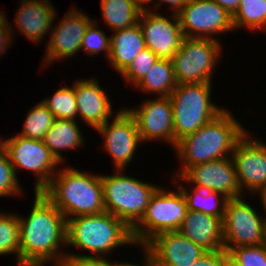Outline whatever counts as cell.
Returning <instances> with one entry per match:
<instances>
[{
    "instance_id": "cell-37",
    "label": "cell",
    "mask_w": 266,
    "mask_h": 266,
    "mask_svg": "<svg viewBox=\"0 0 266 266\" xmlns=\"http://www.w3.org/2000/svg\"><path fill=\"white\" fill-rule=\"evenodd\" d=\"M228 252L225 249L219 251H207L191 266H224V258Z\"/></svg>"
},
{
    "instance_id": "cell-2",
    "label": "cell",
    "mask_w": 266,
    "mask_h": 266,
    "mask_svg": "<svg viewBox=\"0 0 266 266\" xmlns=\"http://www.w3.org/2000/svg\"><path fill=\"white\" fill-rule=\"evenodd\" d=\"M246 132L232 112L225 109L196 132L177 141L174 148L183 166L174 175L180 176L188 167L194 165L230 157L236 143Z\"/></svg>"
},
{
    "instance_id": "cell-12",
    "label": "cell",
    "mask_w": 266,
    "mask_h": 266,
    "mask_svg": "<svg viewBox=\"0 0 266 266\" xmlns=\"http://www.w3.org/2000/svg\"><path fill=\"white\" fill-rule=\"evenodd\" d=\"M109 120L96 129L104 138V149L113 159L114 169L125 170L130 164L138 145L142 143L135 118L127 108L121 109Z\"/></svg>"
},
{
    "instance_id": "cell-33",
    "label": "cell",
    "mask_w": 266,
    "mask_h": 266,
    "mask_svg": "<svg viewBox=\"0 0 266 266\" xmlns=\"http://www.w3.org/2000/svg\"><path fill=\"white\" fill-rule=\"evenodd\" d=\"M241 266H266V245L224 248Z\"/></svg>"
},
{
    "instance_id": "cell-1",
    "label": "cell",
    "mask_w": 266,
    "mask_h": 266,
    "mask_svg": "<svg viewBox=\"0 0 266 266\" xmlns=\"http://www.w3.org/2000/svg\"><path fill=\"white\" fill-rule=\"evenodd\" d=\"M34 193L28 218L18 216L19 266H45L48 261L61 266L68 253L60 249L61 245L66 246L67 220L45 195Z\"/></svg>"
},
{
    "instance_id": "cell-29",
    "label": "cell",
    "mask_w": 266,
    "mask_h": 266,
    "mask_svg": "<svg viewBox=\"0 0 266 266\" xmlns=\"http://www.w3.org/2000/svg\"><path fill=\"white\" fill-rule=\"evenodd\" d=\"M56 119L74 120L78 117L77 101L74 93V85L60 87L52 95L41 101Z\"/></svg>"
},
{
    "instance_id": "cell-19",
    "label": "cell",
    "mask_w": 266,
    "mask_h": 266,
    "mask_svg": "<svg viewBox=\"0 0 266 266\" xmlns=\"http://www.w3.org/2000/svg\"><path fill=\"white\" fill-rule=\"evenodd\" d=\"M78 117L95 130L105 124L111 116L112 104L109 96L101 89L97 79H79L74 82ZM110 116V117H109Z\"/></svg>"
},
{
    "instance_id": "cell-24",
    "label": "cell",
    "mask_w": 266,
    "mask_h": 266,
    "mask_svg": "<svg viewBox=\"0 0 266 266\" xmlns=\"http://www.w3.org/2000/svg\"><path fill=\"white\" fill-rule=\"evenodd\" d=\"M103 21L112 31L138 24L143 6L137 0H101Z\"/></svg>"
},
{
    "instance_id": "cell-7",
    "label": "cell",
    "mask_w": 266,
    "mask_h": 266,
    "mask_svg": "<svg viewBox=\"0 0 266 266\" xmlns=\"http://www.w3.org/2000/svg\"><path fill=\"white\" fill-rule=\"evenodd\" d=\"M187 212V202L179 187L176 191L159 187L151 197L141 220L132 228L136 246L143 247L162 232L178 231Z\"/></svg>"
},
{
    "instance_id": "cell-4",
    "label": "cell",
    "mask_w": 266,
    "mask_h": 266,
    "mask_svg": "<svg viewBox=\"0 0 266 266\" xmlns=\"http://www.w3.org/2000/svg\"><path fill=\"white\" fill-rule=\"evenodd\" d=\"M128 244L136 246L132 229L107 211L67 219V247L88 250L93 257H106L107 252Z\"/></svg>"
},
{
    "instance_id": "cell-14",
    "label": "cell",
    "mask_w": 266,
    "mask_h": 266,
    "mask_svg": "<svg viewBox=\"0 0 266 266\" xmlns=\"http://www.w3.org/2000/svg\"><path fill=\"white\" fill-rule=\"evenodd\" d=\"M168 17L143 8L138 23L142 29L146 47L159 58L171 59L180 49L184 38L177 14Z\"/></svg>"
},
{
    "instance_id": "cell-13",
    "label": "cell",
    "mask_w": 266,
    "mask_h": 266,
    "mask_svg": "<svg viewBox=\"0 0 266 266\" xmlns=\"http://www.w3.org/2000/svg\"><path fill=\"white\" fill-rule=\"evenodd\" d=\"M249 136L246 132L231 154L242 195L245 190L255 195L266 188V143Z\"/></svg>"
},
{
    "instance_id": "cell-3",
    "label": "cell",
    "mask_w": 266,
    "mask_h": 266,
    "mask_svg": "<svg viewBox=\"0 0 266 266\" xmlns=\"http://www.w3.org/2000/svg\"><path fill=\"white\" fill-rule=\"evenodd\" d=\"M65 216L66 220L105 211L101 174H90L63 167L41 191Z\"/></svg>"
},
{
    "instance_id": "cell-27",
    "label": "cell",
    "mask_w": 266,
    "mask_h": 266,
    "mask_svg": "<svg viewBox=\"0 0 266 266\" xmlns=\"http://www.w3.org/2000/svg\"><path fill=\"white\" fill-rule=\"evenodd\" d=\"M232 20L235 30L246 27L266 32V0H240Z\"/></svg>"
},
{
    "instance_id": "cell-20",
    "label": "cell",
    "mask_w": 266,
    "mask_h": 266,
    "mask_svg": "<svg viewBox=\"0 0 266 266\" xmlns=\"http://www.w3.org/2000/svg\"><path fill=\"white\" fill-rule=\"evenodd\" d=\"M21 4L14 20L18 31L33 43L42 42L57 16L54 5L49 0H22Z\"/></svg>"
},
{
    "instance_id": "cell-6",
    "label": "cell",
    "mask_w": 266,
    "mask_h": 266,
    "mask_svg": "<svg viewBox=\"0 0 266 266\" xmlns=\"http://www.w3.org/2000/svg\"><path fill=\"white\" fill-rule=\"evenodd\" d=\"M211 82L178 84L169 96L173 109L174 147L225 109L212 103Z\"/></svg>"
},
{
    "instance_id": "cell-32",
    "label": "cell",
    "mask_w": 266,
    "mask_h": 266,
    "mask_svg": "<svg viewBox=\"0 0 266 266\" xmlns=\"http://www.w3.org/2000/svg\"><path fill=\"white\" fill-rule=\"evenodd\" d=\"M96 20L87 28L81 43V51L91 56L105 51L107 59L110 55V36H106L103 30H100ZM97 27V28H96Z\"/></svg>"
},
{
    "instance_id": "cell-43",
    "label": "cell",
    "mask_w": 266,
    "mask_h": 266,
    "mask_svg": "<svg viewBox=\"0 0 266 266\" xmlns=\"http://www.w3.org/2000/svg\"><path fill=\"white\" fill-rule=\"evenodd\" d=\"M144 8H146V5L148 4V2L150 1V0H137Z\"/></svg>"
},
{
    "instance_id": "cell-38",
    "label": "cell",
    "mask_w": 266,
    "mask_h": 266,
    "mask_svg": "<svg viewBox=\"0 0 266 266\" xmlns=\"http://www.w3.org/2000/svg\"><path fill=\"white\" fill-rule=\"evenodd\" d=\"M153 0H150L148 3L151 4ZM189 0H159L158 2H156V4L154 5L156 7V10L162 6L161 4L162 3H166V4H170L172 7H169L170 10L172 9L174 12L173 14H178L182 9L183 7L186 5V3L188 2ZM158 7V8H157Z\"/></svg>"
},
{
    "instance_id": "cell-16",
    "label": "cell",
    "mask_w": 266,
    "mask_h": 266,
    "mask_svg": "<svg viewBox=\"0 0 266 266\" xmlns=\"http://www.w3.org/2000/svg\"><path fill=\"white\" fill-rule=\"evenodd\" d=\"M142 249L156 266H191L207 252L179 231L157 234Z\"/></svg>"
},
{
    "instance_id": "cell-10",
    "label": "cell",
    "mask_w": 266,
    "mask_h": 266,
    "mask_svg": "<svg viewBox=\"0 0 266 266\" xmlns=\"http://www.w3.org/2000/svg\"><path fill=\"white\" fill-rule=\"evenodd\" d=\"M222 224L224 248L264 242L265 217H261L242 197L228 200Z\"/></svg>"
},
{
    "instance_id": "cell-9",
    "label": "cell",
    "mask_w": 266,
    "mask_h": 266,
    "mask_svg": "<svg viewBox=\"0 0 266 266\" xmlns=\"http://www.w3.org/2000/svg\"><path fill=\"white\" fill-rule=\"evenodd\" d=\"M3 150L16 170L27 169L35 173L34 192H41L56 174L61 165L46 147L43 140L15 135L3 140ZM56 169L54 170V168Z\"/></svg>"
},
{
    "instance_id": "cell-11",
    "label": "cell",
    "mask_w": 266,
    "mask_h": 266,
    "mask_svg": "<svg viewBox=\"0 0 266 266\" xmlns=\"http://www.w3.org/2000/svg\"><path fill=\"white\" fill-rule=\"evenodd\" d=\"M177 15L187 38H212L235 31L232 15L213 0H189Z\"/></svg>"
},
{
    "instance_id": "cell-26",
    "label": "cell",
    "mask_w": 266,
    "mask_h": 266,
    "mask_svg": "<svg viewBox=\"0 0 266 266\" xmlns=\"http://www.w3.org/2000/svg\"><path fill=\"white\" fill-rule=\"evenodd\" d=\"M180 184H177L176 187L181 189L187 202L188 211L224 217L226 204L229 200L226 196L203 186L192 187V193L191 191L189 193L188 188L183 187L182 183Z\"/></svg>"
},
{
    "instance_id": "cell-21",
    "label": "cell",
    "mask_w": 266,
    "mask_h": 266,
    "mask_svg": "<svg viewBox=\"0 0 266 266\" xmlns=\"http://www.w3.org/2000/svg\"><path fill=\"white\" fill-rule=\"evenodd\" d=\"M223 217L188 211L178 231L206 251L224 249Z\"/></svg>"
},
{
    "instance_id": "cell-31",
    "label": "cell",
    "mask_w": 266,
    "mask_h": 266,
    "mask_svg": "<svg viewBox=\"0 0 266 266\" xmlns=\"http://www.w3.org/2000/svg\"><path fill=\"white\" fill-rule=\"evenodd\" d=\"M158 59L159 57L156 54L145 47L121 73V77L124 78V80L126 79L125 81L130 83V85L132 84L135 86L145 77L149 69Z\"/></svg>"
},
{
    "instance_id": "cell-30",
    "label": "cell",
    "mask_w": 266,
    "mask_h": 266,
    "mask_svg": "<svg viewBox=\"0 0 266 266\" xmlns=\"http://www.w3.org/2000/svg\"><path fill=\"white\" fill-rule=\"evenodd\" d=\"M20 232L19 217L16 214L0 213V255H16L19 266Z\"/></svg>"
},
{
    "instance_id": "cell-34",
    "label": "cell",
    "mask_w": 266,
    "mask_h": 266,
    "mask_svg": "<svg viewBox=\"0 0 266 266\" xmlns=\"http://www.w3.org/2000/svg\"><path fill=\"white\" fill-rule=\"evenodd\" d=\"M13 165L11 164L6 152H0V197L16 196L22 194V188L18 182Z\"/></svg>"
},
{
    "instance_id": "cell-23",
    "label": "cell",
    "mask_w": 266,
    "mask_h": 266,
    "mask_svg": "<svg viewBox=\"0 0 266 266\" xmlns=\"http://www.w3.org/2000/svg\"><path fill=\"white\" fill-rule=\"evenodd\" d=\"M74 120L55 119L53 126L46 132L44 144L59 163H64L63 154L66 149L81 148L84 136Z\"/></svg>"
},
{
    "instance_id": "cell-5",
    "label": "cell",
    "mask_w": 266,
    "mask_h": 266,
    "mask_svg": "<svg viewBox=\"0 0 266 266\" xmlns=\"http://www.w3.org/2000/svg\"><path fill=\"white\" fill-rule=\"evenodd\" d=\"M114 175H101L105 211L125 222L131 229L141 220L151 197L159 188L126 176V170Z\"/></svg>"
},
{
    "instance_id": "cell-45",
    "label": "cell",
    "mask_w": 266,
    "mask_h": 266,
    "mask_svg": "<svg viewBox=\"0 0 266 266\" xmlns=\"http://www.w3.org/2000/svg\"><path fill=\"white\" fill-rule=\"evenodd\" d=\"M3 150V140H1V137H0V152Z\"/></svg>"
},
{
    "instance_id": "cell-39",
    "label": "cell",
    "mask_w": 266,
    "mask_h": 266,
    "mask_svg": "<svg viewBox=\"0 0 266 266\" xmlns=\"http://www.w3.org/2000/svg\"><path fill=\"white\" fill-rule=\"evenodd\" d=\"M213 1H215L218 5L224 8L232 16L238 9V5L240 2V0H213Z\"/></svg>"
},
{
    "instance_id": "cell-22",
    "label": "cell",
    "mask_w": 266,
    "mask_h": 266,
    "mask_svg": "<svg viewBox=\"0 0 266 266\" xmlns=\"http://www.w3.org/2000/svg\"><path fill=\"white\" fill-rule=\"evenodd\" d=\"M113 32L108 60L111 67L121 74L146 47V43L139 23Z\"/></svg>"
},
{
    "instance_id": "cell-15",
    "label": "cell",
    "mask_w": 266,
    "mask_h": 266,
    "mask_svg": "<svg viewBox=\"0 0 266 266\" xmlns=\"http://www.w3.org/2000/svg\"><path fill=\"white\" fill-rule=\"evenodd\" d=\"M175 177L178 184V180H182L194 184L193 186L207 187L228 199L242 197L231 156L188 167L180 176Z\"/></svg>"
},
{
    "instance_id": "cell-40",
    "label": "cell",
    "mask_w": 266,
    "mask_h": 266,
    "mask_svg": "<svg viewBox=\"0 0 266 266\" xmlns=\"http://www.w3.org/2000/svg\"><path fill=\"white\" fill-rule=\"evenodd\" d=\"M144 258H145V262H144V265L143 266H156L153 262H152V260L146 255V254H144ZM121 266H140V265H138V264H133V263H129V262H122L121 263ZM142 266V265H141Z\"/></svg>"
},
{
    "instance_id": "cell-35",
    "label": "cell",
    "mask_w": 266,
    "mask_h": 266,
    "mask_svg": "<svg viewBox=\"0 0 266 266\" xmlns=\"http://www.w3.org/2000/svg\"><path fill=\"white\" fill-rule=\"evenodd\" d=\"M61 266H121V262H111L105 257H93L91 254H66Z\"/></svg>"
},
{
    "instance_id": "cell-36",
    "label": "cell",
    "mask_w": 266,
    "mask_h": 266,
    "mask_svg": "<svg viewBox=\"0 0 266 266\" xmlns=\"http://www.w3.org/2000/svg\"><path fill=\"white\" fill-rule=\"evenodd\" d=\"M12 29L14 27L12 28V24L9 23L7 16L0 11V56L8 50L9 44L14 39L12 37L14 35Z\"/></svg>"
},
{
    "instance_id": "cell-42",
    "label": "cell",
    "mask_w": 266,
    "mask_h": 266,
    "mask_svg": "<svg viewBox=\"0 0 266 266\" xmlns=\"http://www.w3.org/2000/svg\"><path fill=\"white\" fill-rule=\"evenodd\" d=\"M260 198H261V201H262V204H263V210H265L266 212V188H264L260 193Z\"/></svg>"
},
{
    "instance_id": "cell-28",
    "label": "cell",
    "mask_w": 266,
    "mask_h": 266,
    "mask_svg": "<svg viewBox=\"0 0 266 266\" xmlns=\"http://www.w3.org/2000/svg\"><path fill=\"white\" fill-rule=\"evenodd\" d=\"M55 119L54 115L40 101L28 111L23 123V130L18 135L29 139L43 140Z\"/></svg>"
},
{
    "instance_id": "cell-44",
    "label": "cell",
    "mask_w": 266,
    "mask_h": 266,
    "mask_svg": "<svg viewBox=\"0 0 266 266\" xmlns=\"http://www.w3.org/2000/svg\"><path fill=\"white\" fill-rule=\"evenodd\" d=\"M263 244L266 245V217H265V230H264V242Z\"/></svg>"
},
{
    "instance_id": "cell-18",
    "label": "cell",
    "mask_w": 266,
    "mask_h": 266,
    "mask_svg": "<svg viewBox=\"0 0 266 266\" xmlns=\"http://www.w3.org/2000/svg\"><path fill=\"white\" fill-rule=\"evenodd\" d=\"M142 103L139 108L127 109L135 118L142 142L162 139L174 148V121L170 97H153V100L147 99Z\"/></svg>"
},
{
    "instance_id": "cell-41",
    "label": "cell",
    "mask_w": 266,
    "mask_h": 266,
    "mask_svg": "<svg viewBox=\"0 0 266 266\" xmlns=\"http://www.w3.org/2000/svg\"><path fill=\"white\" fill-rule=\"evenodd\" d=\"M224 266H241V265L227 253L224 258Z\"/></svg>"
},
{
    "instance_id": "cell-8",
    "label": "cell",
    "mask_w": 266,
    "mask_h": 266,
    "mask_svg": "<svg viewBox=\"0 0 266 266\" xmlns=\"http://www.w3.org/2000/svg\"><path fill=\"white\" fill-rule=\"evenodd\" d=\"M221 47V42L215 37H184L180 49L171 58L177 84L212 82Z\"/></svg>"
},
{
    "instance_id": "cell-17",
    "label": "cell",
    "mask_w": 266,
    "mask_h": 266,
    "mask_svg": "<svg viewBox=\"0 0 266 266\" xmlns=\"http://www.w3.org/2000/svg\"><path fill=\"white\" fill-rule=\"evenodd\" d=\"M93 21L88 15L71 7L58 25H52L44 66L48 67L54 61L76 55L81 50L84 34Z\"/></svg>"
},
{
    "instance_id": "cell-25",
    "label": "cell",
    "mask_w": 266,
    "mask_h": 266,
    "mask_svg": "<svg viewBox=\"0 0 266 266\" xmlns=\"http://www.w3.org/2000/svg\"><path fill=\"white\" fill-rule=\"evenodd\" d=\"M171 59L159 58L135 86L158 97H169L177 86Z\"/></svg>"
}]
</instances>
